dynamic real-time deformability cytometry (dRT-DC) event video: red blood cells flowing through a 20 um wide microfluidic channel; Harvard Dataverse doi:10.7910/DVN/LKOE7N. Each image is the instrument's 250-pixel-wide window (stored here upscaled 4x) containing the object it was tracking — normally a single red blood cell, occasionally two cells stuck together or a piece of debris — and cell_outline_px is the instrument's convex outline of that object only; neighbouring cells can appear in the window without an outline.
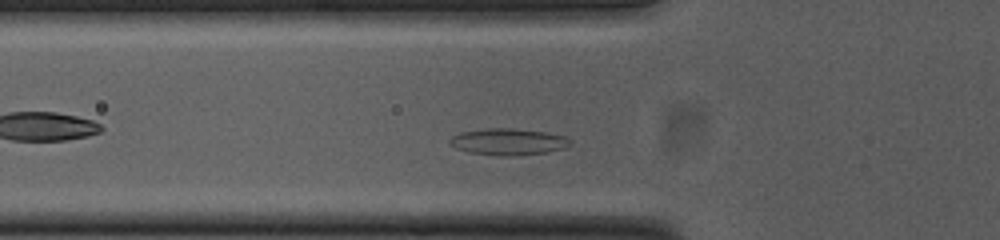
{"species": "common noctule bat (a hibernating species)", "species_latin": "Nyctalus noctula", "temperature_condition": "cold", "stored_images_in_passage": 39, "camera_frame_rate_fps": 3000, "um_per_image_px": 0.085, "animal": {"sex": "female", "body_mass_g": 23.0, "forearm_length_mm": 53.4}, "frame": {"image": 1, "passage_image": 7, "time_ms": 2.0, "image_size_px": [1000, 240], "cell_outline_px": [[572, 144], [564, 148], [544, 152], [512, 156], [500, 156], [468, 152], [456, 148], [448, 144], [448, 140], [452, 136], [460, 132], [488, 128], [508, 128], [544, 132], [568, 136], [572, 140]], "centroid_in_image_um": [43.19, 12.05], "position_along_channel_um": 82.6, "area_um2": 18.73}}
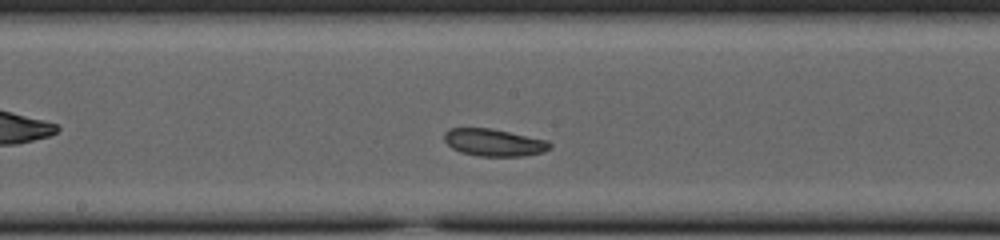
{"frame": {"image": 2, "passage_image": 17, "time_ms": 5.333, "image_size_px": [1000, 240], "cell_outline_px": [[552, 148], [544, 152], [524, 156], [480, 156], [460, 152], [452, 148], [444, 140], [444, 132], [448, 128], [492, 128], [548, 140], [552, 144]], "centroid_in_image_um": [42.01, 12.11], "position_along_channel_um": 206.2, "area_um2": 16.99}}
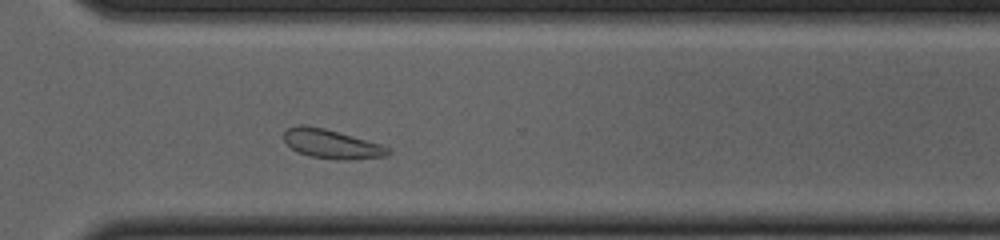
{"frame": {"image": 3, "passage_image": 28, "time_ms": 9.0, "image_size_px": [1000, 240], "cell_outline_px": [[392, 152], [388, 156], [348, 160], [336, 160], [312, 156], [296, 152], [284, 140], [284, 132], [288, 128], [296, 124], [304, 124], [324, 128], [380, 144], [392, 148]], "centroid_in_image_um": [28.2, 12.24], "position_along_channel_um": 342.4, "area_um2": 17.74}, "authors_computed_cell_mechanics": {"area_um2": 17.7446, "velocity_mm_per_s": 3.7134, "shape_relaxation_time_tau1_ms": 1.553, "shape_relaxation_time_tau2_ms": null, "deformation_change_tau1": 0.0474, "deformation_change_tau2": null}}